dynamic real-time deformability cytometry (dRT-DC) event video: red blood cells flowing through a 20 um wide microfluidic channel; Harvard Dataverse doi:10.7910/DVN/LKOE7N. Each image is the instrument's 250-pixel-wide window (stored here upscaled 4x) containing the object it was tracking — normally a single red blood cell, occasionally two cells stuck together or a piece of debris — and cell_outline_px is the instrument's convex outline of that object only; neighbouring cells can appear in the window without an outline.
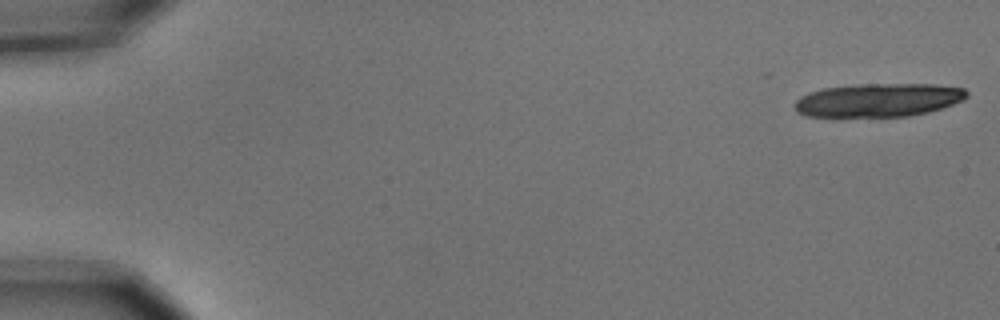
{"species": "common noctule bat (a hibernating species)", "species_latin": "Nyctalus noctula", "temperature_condition": "cold", "stored_images_in_passage": 7, "camera_frame_rate_fps": 3000, "um_per_image_px": 0.085, "animal": {"sex": "male", "body_mass_g": 15.6}, "frame": {"image": 1, "passage_image": 1, "time_ms": 0.0, "image_size_px": [1000, 320], "cell_outline_px": [[968, 96], [964, 100], [928, 112], [908, 116], [808, 116], [796, 112], [796, 100], [800, 96], [808, 92], [824, 88], [856, 84], [936, 84], [964, 88], [968, 92]], "centroid_in_image_um": [74.68, 8.49], "position_along_channel_um": 10.3, "area_um2": 33.47}}
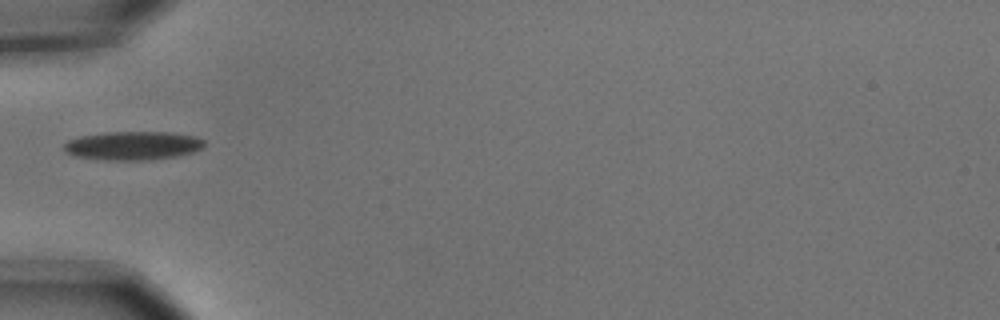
{"frame": {"image": 2, "passage_image": 6, "time_ms": 1.667, "image_size_px": [1000, 320], "cell_outline_px": [[204, 148], [192, 152], [176, 156], [152, 160], [104, 160], [76, 156], [68, 152], [64, 148], [64, 144], [68, 140], [80, 136], [108, 132], [168, 132], [196, 136], [204, 140]], "centroid_in_image_um": [11.33, 12.38], "position_along_channel_um": 73.7, "area_um2": 23.41}}
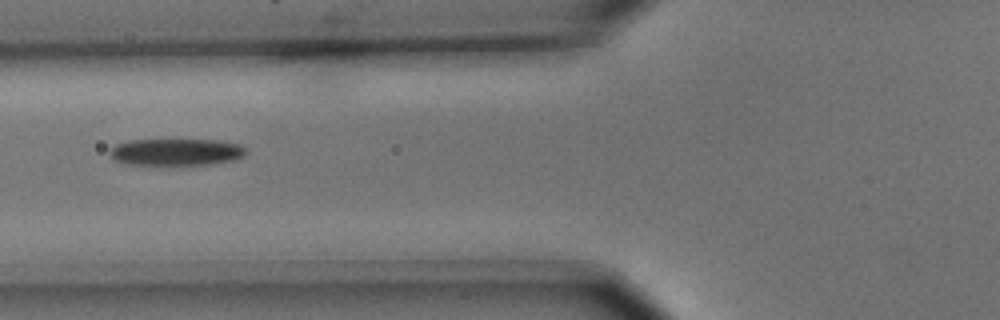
{"frame": {"image": 3, "passage_image": 7, "time_ms": 2.0, "image_size_px": [1000, 320], "cell_outline_px": [[248, 152], [244, 156], [236, 160], [212, 164], [172, 168], [124, 164], [116, 160], [108, 152], [116, 144], [128, 140], [216, 140], [240, 144]], "centroid_in_image_um": [14.98, 12.98], "position_along_channel_um": 110.8, "area_um2": 22.54}}